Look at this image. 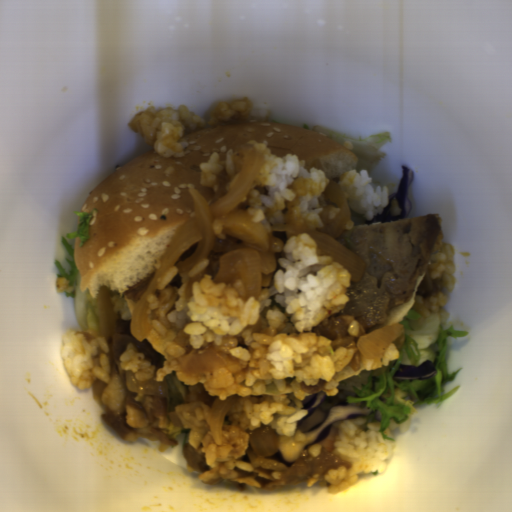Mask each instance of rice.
Instances as JSON below:
<instances>
[{
  "instance_id": "rice-10",
  "label": "rice",
  "mask_w": 512,
  "mask_h": 512,
  "mask_svg": "<svg viewBox=\"0 0 512 512\" xmlns=\"http://www.w3.org/2000/svg\"><path fill=\"white\" fill-rule=\"evenodd\" d=\"M448 301H450V296L444 295L441 290L428 296L415 294V302L412 308L424 318L432 313L439 314V321L444 325L447 323L449 311H446L443 306Z\"/></svg>"
},
{
  "instance_id": "rice-9",
  "label": "rice",
  "mask_w": 512,
  "mask_h": 512,
  "mask_svg": "<svg viewBox=\"0 0 512 512\" xmlns=\"http://www.w3.org/2000/svg\"><path fill=\"white\" fill-rule=\"evenodd\" d=\"M119 365L120 368L133 372L134 379L141 382L154 376L156 368V365L151 364L150 360L145 358L143 352H138L133 343L126 346L119 357Z\"/></svg>"
},
{
  "instance_id": "rice-14",
  "label": "rice",
  "mask_w": 512,
  "mask_h": 512,
  "mask_svg": "<svg viewBox=\"0 0 512 512\" xmlns=\"http://www.w3.org/2000/svg\"><path fill=\"white\" fill-rule=\"evenodd\" d=\"M212 231L214 234V237H218L221 240L227 239V235H223L222 233V220L221 218L214 219L212 223Z\"/></svg>"
},
{
  "instance_id": "rice-11",
  "label": "rice",
  "mask_w": 512,
  "mask_h": 512,
  "mask_svg": "<svg viewBox=\"0 0 512 512\" xmlns=\"http://www.w3.org/2000/svg\"><path fill=\"white\" fill-rule=\"evenodd\" d=\"M400 352L397 346L393 344H389L386 349L383 351L382 355L374 358H366L360 352L359 363L363 368L368 370L379 369L383 366H388L390 361L399 360Z\"/></svg>"
},
{
  "instance_id": "rice-4",
  "label": "rice",
  "mask_w": 512,
  "mask_h": 512,
  "mask_svg": "<svg viewBox=\"0 0 512 512\" xmlns=\"http://www.w3.org/2000/svg\"><path fill=\"white\" fill-rule=\"evenodd\" d=\"M60 357L70 382L79 390L90 389L96 378L109 382V342L102 336L81 329L62 333Z\"/></svg>"
},
{
  "instance_id": "rice-8",
  "label": "rice",
  "mask_w": 512,
  "mask_h": 512,
  "mask_svg": "<svg viewBox=\"0 0 512 512\" xmlns=\"http://www.w3.org/2000/svg\"><path fill=\"white\" fill-rule=\"evenodd\" d=\"M453 256L454 249L452 245H442L440 250L431 256L430 260L432 263L429 264L427 269V271H430L429 274L432 279L441 280L443 288L449 291H452L456 282L455 276L452 274L454 270Z\"/></svg>"
},
{
  "instance_id": "rice-3",
  "label": "rice",
  "mask_w": 512,
  "mask_h": 512,
  "mask_svg": "<svg viewBox=\"0 0 512 512\" xmlns=\"http://www.w3.org/2000/svg\"><path fill=\"white\" fill-rule=\"evenodd\" d=\"M132 132L140 135L147 145H153L157 155L184 157V146L178 141L189 131L204 128L205 119L184 105L157 109L150 106L136 112L128 123Z\"/></svg>"
},
{
  "instance_id": "rice-1",
  "label": "rice",
  "mask_w": 512,
  "mask_h": 512,
  "mask_svg": "<svg viewBox=\"0 0 512 512\" xmlns=\"http://www.w3.org/2000/svg\"><path fill=\"white\" fill-rule=\"evenodd\" d=\"M265 162L235 206L263 226L270 238L281 241L274 254L276 270L269 286L244 299L241 279L215 282L206 273L207 257L184 272L172 266L155 284L157 293L146 300L152 328L146 339L165 358L154 379L164 381L175 371L184 384L203 383L204 391L219 400L238 396L221 423L222 443L211 429L202 439L208 470L199 480L215 485L252 471L243 463L250 434L267 425L291 437L308 412L302 401L311 393L301 384L329 381L350 362L353 349L312 331L349 304V271L331 255L318 254L308 231L322 228L320 197L329 181L324 170L300 166L296 153L274 155L250 139ZM217 348L236 362L211 371L181 372L193 353Z\"/></svg>"
},
{
  "instance_id": "rice-6",
  "label": "rice",
  "mask_w": 512,
  "mask_h": 512,
  "mask_svg": "<svg viewBox=\"0 0 512 512\" xmlns=\"http://www.w3.org/2000/svg\"><path fill=\"white\" fill-rule=\"evenodd\" d=\"M271 114L268 104L253 103L252 98L245 97L240 100L222 101L217 104L209 114L208 125L233 124L255 119V121H267Z\"/></svg>"
},
{
  "instance_id": "rice-12",
  "label": "rice",
  "mask_w": 512,
  "mask_h": 512,
  "mask_svg": "<svg viewBox=\"0 0 512 512\" xmlns=\"http://www.w3.org/2000/svg\"><path fill=\"white\" fill-rule=\"evenodd\" d=\"M338 318L342 319L345 322L348 328L349 335L353 336L357 341L359 338L367 335L362 324L356 321L355 316L343 315L338 316Z\"/></svg>"
},
{
  "instance_id": "rice-5",
  "label": "rice",
  "mask_w": 512,
  "mask_h": 512,
  "mask_svg": "<svg viewBox=\"0 0 512 512\" xmlns=\"http://www.w3.org/2000/svg\"><path fill=\"white\" fill-rule=\"evenodd\" d=\"M368 170L356 169L341 175L337 185L341 186L347 199L350 214L344 229H351L364 221H371L386 209L390 190L387 185H378Z\"/></svg>"
},
{
  "instance_id": "rice-13",
  "label": "rice",
  "mask_w": 512,
  "mask_h": 512,
  "mask_svg": "<svg viewBox=\"0 0 512 512\" xmlns=\"http://www.w3.org/2000/svg\"><path fill=\"white\" fill-rule=\"evenodd\" d=\"M411 426V419L402 421V422H395L392 418L389 419V424L387 428L384 430V434L388 436L389 438H396V435H393L390 431H393L397 428L398 431L401 433H406L408 429Z\"/></svg>"
},
{
  "instance_id": "rice-2",
  "label": "rice",
  "mask_w": 512,
  "mask_h": 512,
  "mask_svg": "<svg viewBox=\"0 0 512 512\" xmlns=\"http://www.w3.org/2000/svg\"><path fill=\"white\" fill-rule=\"evenodd\" d=\"M367 418L360 420H346L340 424L336 441L331 453L351 462L350 469L337 466L325 474L324 481H329L327 487L329 494L344 492L358 482V474H368L372 471L385 473L386 464L394 453L395 442L385 439L378 432L380 422H366Z\"/></svg>"
},
{
  "instance_id": "rice-7",
  "label": "rice",
  "mask_w": 512,
  "mask_h": 512,
  "mask_svg": "<svg viewBox=\"0 0 512 512\" xmlns=\"http://www.w3.org/2000/svg\"><path fill=\"white\" fill-rule=\"evenodd\" d=\"M224 155L225 160H221L217 152H212L207 162L198 165L201 171L200 186L218 190L220 187L218 176L223 170L233 174L227 185V192L236 184L246 166L245 155L233 149H228Z\"/></svg>"
}]
</instances>
